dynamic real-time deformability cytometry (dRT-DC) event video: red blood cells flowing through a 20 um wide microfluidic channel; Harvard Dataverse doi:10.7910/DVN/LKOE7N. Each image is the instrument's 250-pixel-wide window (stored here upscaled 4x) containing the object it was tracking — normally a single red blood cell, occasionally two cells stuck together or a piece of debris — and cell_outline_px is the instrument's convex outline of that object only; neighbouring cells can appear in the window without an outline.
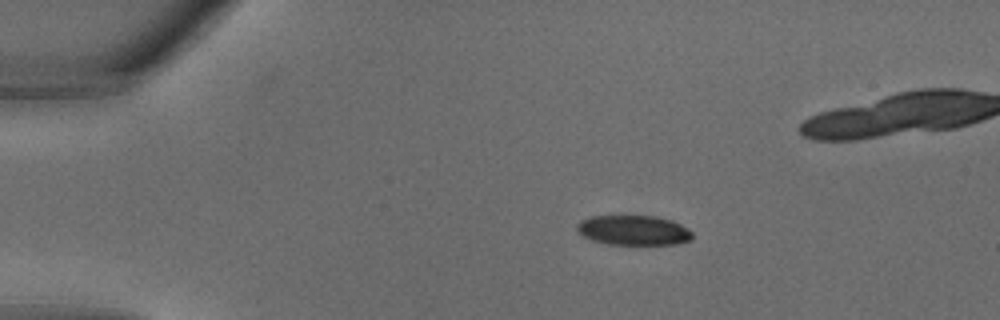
{"species": "common noctule bat (a hibernating species)", "species_latin": "Nyctalus noctula", "temperature_condition": "warm", "stored_images_in_passage": 27, "camera_frame_rate_fps": 3000, "um_per_image_px": 0.085, "animal": {"sex": "male", "body_mass_g": 18.8}, "frame": {"image": 1, "passage_image": 1, "time_ms": 0.0, "image_size_px": [1000, 320], "cell_outline_px": [[692, 240], [676, 244], [608, 244], [592, 240], [584, 236], [576, 228], [576, 224], [580, 220], [592, 216], [656, 216], [672, 220], [688, 228], [692, 232]], "centroid_in_image_um": [53.87, 19.57], "position_along_channel_um": 31.1, "area_um2": 20.06}}
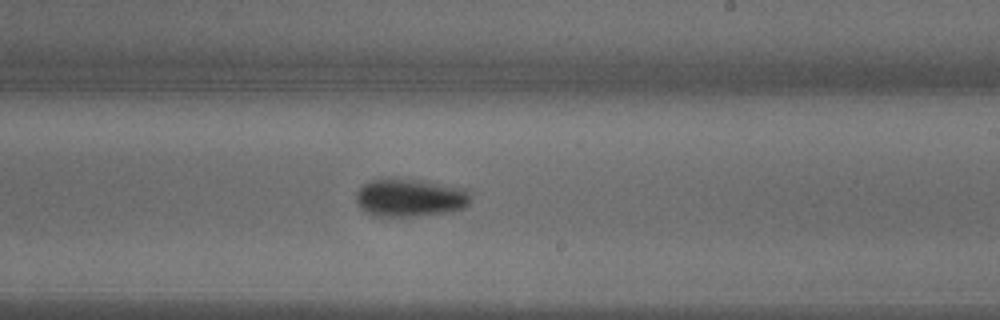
{"frame": {"image": 2, "passage_image": 15, "time_ms": 4.667, "image_size_px": [1000, 320], "cell_outline_px": [[468, 204], [464, 208], [452, 212], [420, 216], [372, 216], [364, 212], [360, 208], [356, 200], [356, 192], [364, 184], [372, 180], [412, 180], [468, 188]], "centroid_in_image_um": [34.84, 16.85], "position_along_channel_um": 254.2, "area_um2": 25.03}}
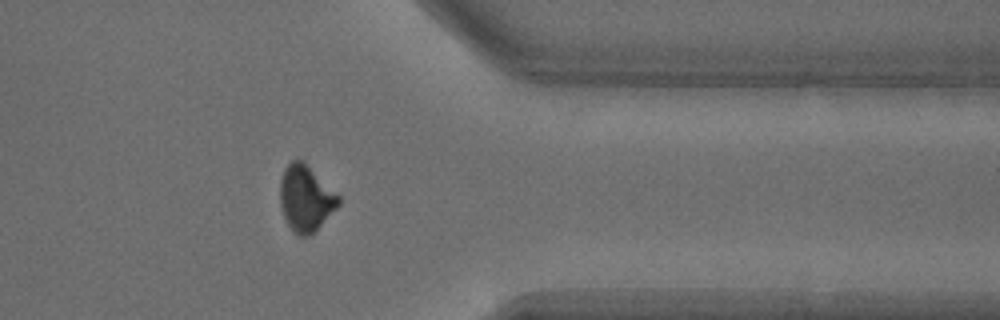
{"frame": {"image": 3, "passage_image": 22, "time_ms": 7.0, "image_size_px": [1000, 320], "cell_outline_px": [[340, 204], [308, 236], [300, 236], [288, 224], [284, 216], [280, 204], [280, 180], [284, 168], [292, 160], [300, 160], [340, 196]], "centroid_in_image_um": [25.96, 16.85], "position_along_channel_um": 385.4, "area_um2": 21.68}}